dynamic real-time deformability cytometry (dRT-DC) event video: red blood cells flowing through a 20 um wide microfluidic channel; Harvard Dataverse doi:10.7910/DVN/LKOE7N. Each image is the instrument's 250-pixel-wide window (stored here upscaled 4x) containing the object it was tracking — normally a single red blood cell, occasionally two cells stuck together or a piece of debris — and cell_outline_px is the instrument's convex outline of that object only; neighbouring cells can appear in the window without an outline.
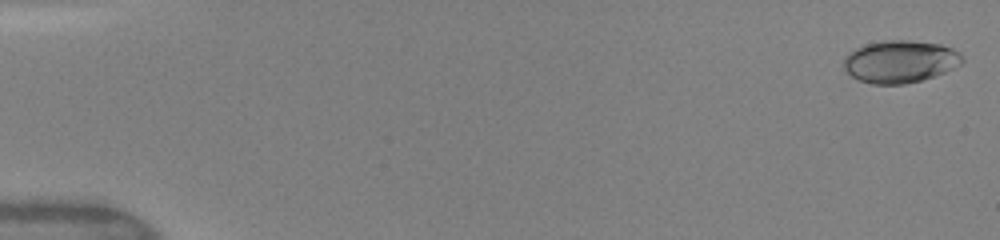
{"species": "human", "species_latin": "Homo sapiens", "temperature_condition": "warm", "stored_images_in_passage": 49, "camera_frame_rate_fps": 3000, "um_per_image_px": 0.085, "donor": {"sex": "female"}, "frame": {"image": 1, "passage_image": 1, "time_ms": 0.0, "image_size_px": [1000, 240], "cell_outline_px": [[964, 60], [960, 64], [944, 72], [920, 80], [904, 84], [872, 84], [860, 80], [852, 76], [844, 68], [844, 56], [848, 52], [864, 44], [880, 40], [908, 40], [940, 44], [952, 48], [960, 52], [964, 56]], "centroid_in_image_um": [76.5, 5.21], "position_along_channel_um": 8.5, "area_um2": 29.3}}
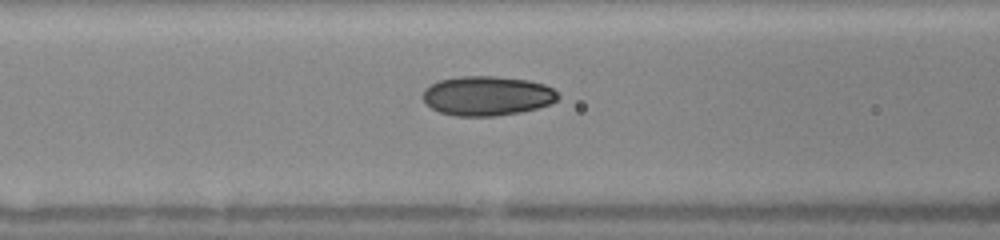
{"frame": {"image": 2, "passage_image": 21, "time_ms": 6.667, "image_size_px": [1000, 240], "cell_outline_px": [[560, 96], [556, 100], [548, 104], [536, 108], [520, 112], [496, 116], [456, 116], [440, 112], [432, 108], [424, 100], [424, 88], [440, 80], [460, 76], [496, 76], [528, 80], [544, 84], [552, 88]], "centroid_in_image_um": [41.41, 8.14], "position_along_channel_um": 125.2, "area_um2": 30.92}}
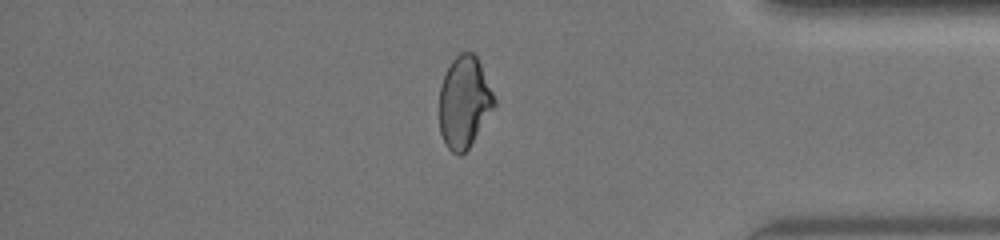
{"frame": {"image": 3, "passage_image": 42, "time_ms": 13.667, "image_size_px": [1000, 240], "cell_outline_px": [[496, 104], [468, 148], [460, 156], [452, 152], [448, 148], [440, 132], [440, 88], [444, 76], [452, 60], [460, 52], [472, 52], [476, 56], [480, 64], [496, 100]], "centroid_in_image_um": [39.45, 8.68], "position_along_channel_um": 395.7, "area_um2": 28.78}, "authors_computed_cell_mechanics": {"area_um2": 29.5936, "velocity_mm_per_s": 4.1563, "shape_relaxation_time_tau1_ms": 10.3516, "shape_relaxation_time_tau2_ms": 1.3286, "deformation_change_tau1": 0.244, "deformation_change_tau2": 0.0501}}